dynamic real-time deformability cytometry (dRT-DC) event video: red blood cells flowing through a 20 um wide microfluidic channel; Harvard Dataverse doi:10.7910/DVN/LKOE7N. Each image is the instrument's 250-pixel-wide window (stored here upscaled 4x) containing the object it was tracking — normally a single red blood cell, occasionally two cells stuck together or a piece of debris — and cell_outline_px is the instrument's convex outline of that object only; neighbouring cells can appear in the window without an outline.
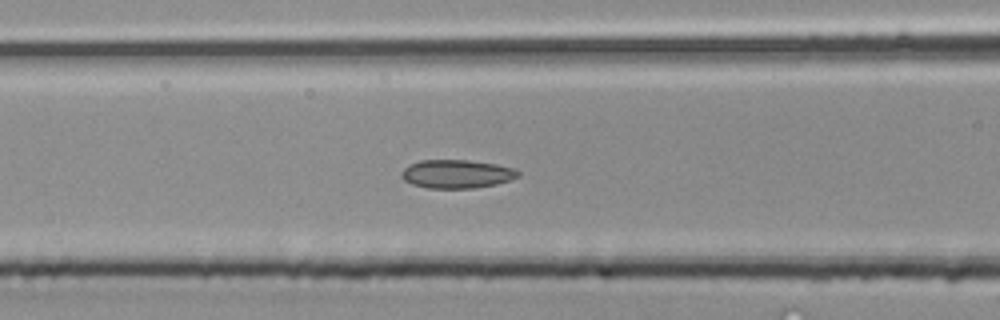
{"species": "common noctule bat (a hibernating species)", "species_latin": "Nyctalus noctula", "temperature_condition": "room temperature", "stored_images_in_passage": 44, "camera_frame_rate_fps": 3000, "um_per_image_px": 0.085, "animal": {"sex": "male", "body_mass_g": 20.4}, "frame": {"image": 1, "passage_image": 18, "time_ms": 5.667, "image_size_px": [1000, 320], "cell_outline_px": [[520, 176], [512, 180], [496, 184], [476, 188], [428, 188], [412, 184], [404, 180], [400, 176], [400, 172], [408, 164], [420, 160], [468, 160], [496, 164], [516, 168], [520, 172]], "centroid_in_image_um": [38.84, 14.78], "position_along_channel_um": 127.8, "area_um2": 19.65}}
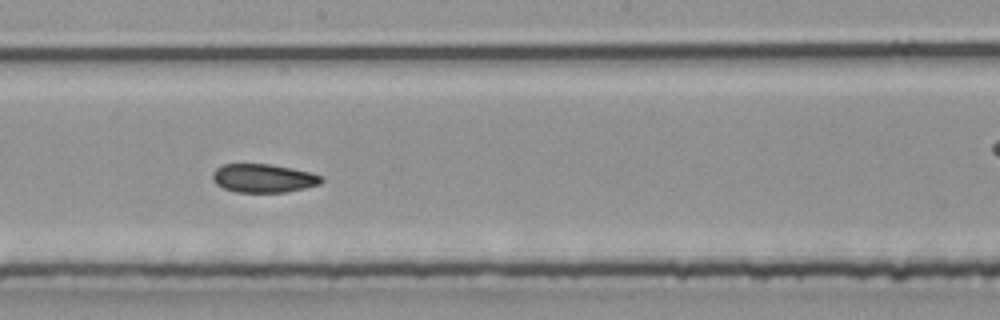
{"frame": {"image": 2, "passage_image": 24, "time_ms": 7.667, "image_size_px": [1000, 320], "cell_outline_px": [[324, 180], [320, 184], [304, 188], [284, 192], [236, 192], [224, 188], [216, 184], [212, 180], [212, 172], [216, 168], [224, 164], [268, 164], [292, 168], [312, 172], [320, 176]], "centroid_in_image_um": [22.37, 15.14], "position_along_channel_um": 225.8, "area_um2": 18.09}}
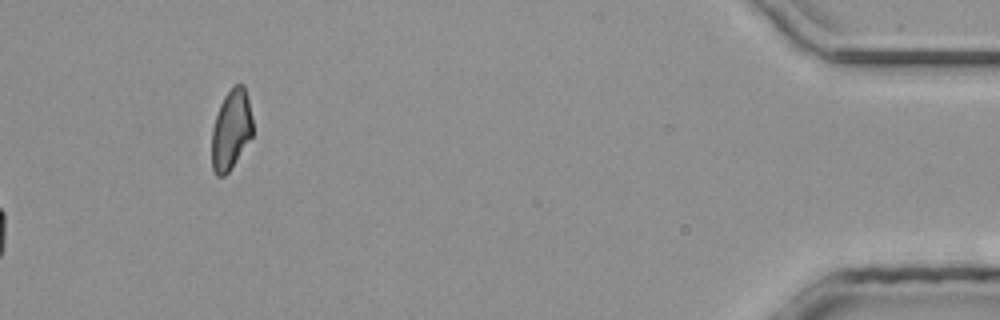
{"frame": {"image": 3, "passage_image": 44, "time_ms": 14.333, "image_size_px": [1000, 320], "cell_outline_px": [[252, 136], [228, 172], [224, 176], [216, 176], [212, 168], [212, 128], [220, 104], [224, 96], [232, 84], [244, 84], [252, 116]], "centroid_in_image_um": [19.63, 10.99], "position_along_channel_um": 415.6, "area_um2": 19.02}}